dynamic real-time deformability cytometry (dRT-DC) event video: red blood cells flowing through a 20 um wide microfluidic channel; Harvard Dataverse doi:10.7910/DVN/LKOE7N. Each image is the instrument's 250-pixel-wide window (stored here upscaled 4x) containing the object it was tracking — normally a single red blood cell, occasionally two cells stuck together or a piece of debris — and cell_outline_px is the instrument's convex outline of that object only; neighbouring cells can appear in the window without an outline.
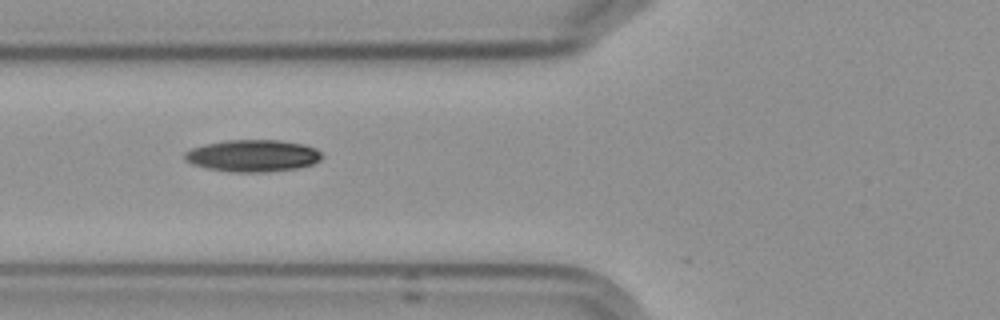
{"species": "Egyptian fruit bat (a non-hibernating species)", "species_latin": "Rousettus aegyptiacus", "temperature_condition": "cold", "stored_images_in_passage": 8, "camera_frame_rate_fps": 3000, "um_per_image_px": 0.085, "frame": {"image": 1, "passage_image": 7, "time_ms": 8.0, "image_size_px": [1000, 320], "cell_outline_px": [[324, 156], [320, 160], [312, 164], [296, 168], [264, 172], [232, 172], [208, 168], [192, 164], [184, 160], [184, 152], [192, 148], [204, 144], [224, 140], [280, 140], [304, 144], [316, 148]], "centroid_in_image_um": [21.48, 13.23], "position_along_channel_um": 104.3, "area_um2": 25.66}}
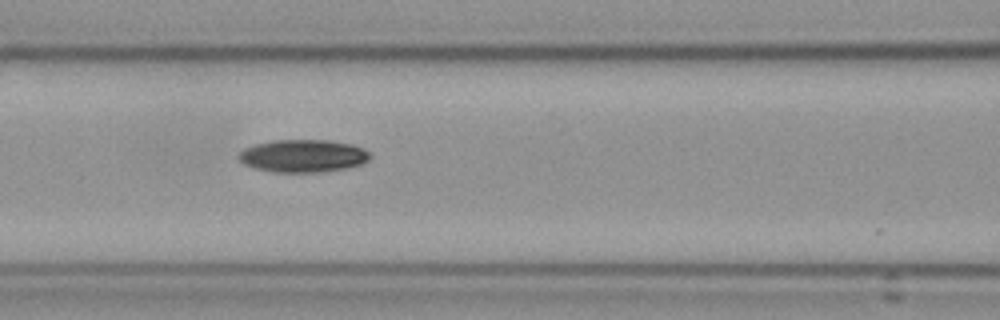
{"frame": {"image": 2, "passage_image": 8, "time_ms": 9.0, "image_size_px": [1000, 320], "cell_outline_px": [[372, 156], [368, 160], [360, 164], [344, 168], [320, 172], [272, 172], [256, 168], [244, 164], [236, 156], [244, 148], [256, 144], [272, 140], [328, 140], [352, 144], [364, 148]], "centroid_in_image_um": [25.75, 13.24], "position_along_channel_um": 140.9, "area_um2": 24.97}}